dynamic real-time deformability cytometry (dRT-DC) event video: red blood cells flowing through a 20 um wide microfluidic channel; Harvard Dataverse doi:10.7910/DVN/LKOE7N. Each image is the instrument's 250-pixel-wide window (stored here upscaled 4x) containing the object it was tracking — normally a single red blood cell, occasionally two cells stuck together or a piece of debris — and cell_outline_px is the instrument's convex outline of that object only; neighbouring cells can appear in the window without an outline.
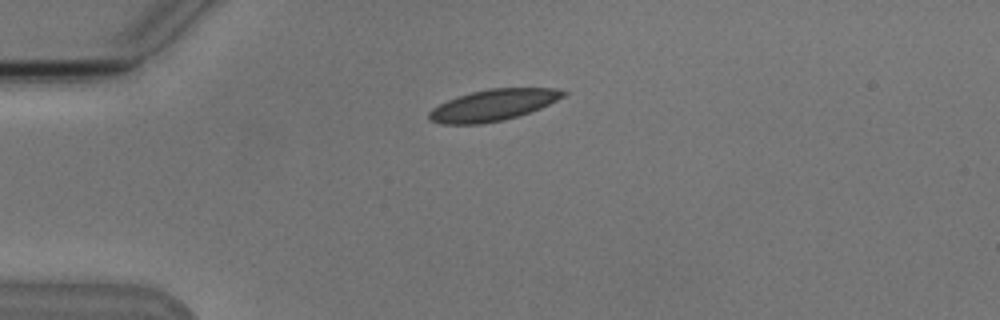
{"species": "Egyptian fruit bat (a non-hibernating species)", "species_latin": "Rousettus aegyptiacus", "temperature_condition": "cold", "stored_images_in_passage": 5, "camera_frame_rate_fps": 3000, "um_per_image_px": 0.085, "animal": {"sex": "male"}, "frame": {"image": 1, "passage_image": 5, "time_ms": 5.667, "image_size_px": [1000, 320], "cell_outline_px": [[568, 92], [564, 96], [540, 108], [504, 120], [480, 124], [440, 124], [428, 120], [428, 112], [432, 108], [456, 96], [488, 88], [556, 88]], "centroid_in_image_um": [41.87, 8.93], "position_along_channel_um": 43.1, "area_um2": 24.45}}